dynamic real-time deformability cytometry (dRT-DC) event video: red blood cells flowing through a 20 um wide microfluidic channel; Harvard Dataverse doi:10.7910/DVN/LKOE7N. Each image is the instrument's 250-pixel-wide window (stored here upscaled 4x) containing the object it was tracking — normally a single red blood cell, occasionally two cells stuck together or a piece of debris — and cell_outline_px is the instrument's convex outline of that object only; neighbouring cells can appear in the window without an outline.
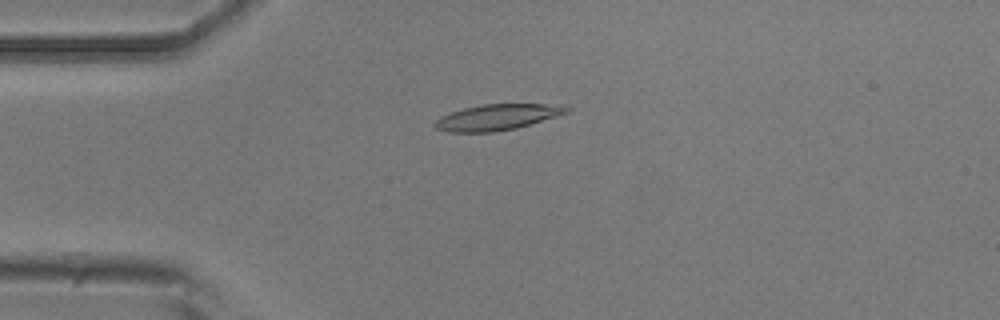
{"species": "common noctule bat (a hibernating species)", "species_latin": "Nyctalus noctula", "temperature_condition": "room temperature", "stored_images_in_passage": 3, "camera_frame_rate_fps": 3000, "um_per_image_px": 0.085, "animal": {"sex": "male", "body_mass_g": 20.5, "forearm_length_mm": 52.5}, "frame": {"image": 1, "passage_image": 1, "time_ms": 0.0, "image_size_px": [1000, 320], "cell_outline_px": [[572, 108], [568, 112], [516, 128], [492, 132], [448, 132], [436, 128], [432, 124], [440, 116], [448, 112], [480, 104], [564, 104]], "centroid_in_image_um": [42.24, 9.95], "position_along_channel_um": 42.8, "area_um2": 19.94}}
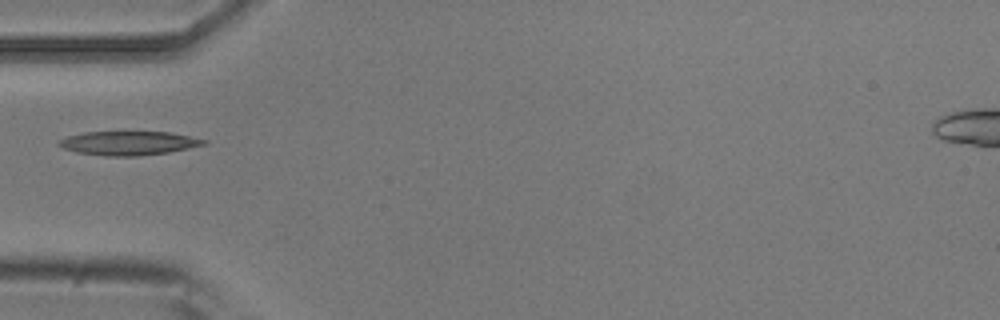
{"frame": {"image": 2, "passage_image": 2, "time_ms": 1.333, "image_size_px": [1000, 320], "cell_outline_px": [[208, 144], [168, 152], [136, 156], [108, 156], [76, 152], [64, 148], [56, 144], [56, 140], [68, 136], [84, 132], [168, 132], [208, 140]], "centroid_in_image_um": [10.9, 12.16], "position_along_channel_um": 74.1, "area_um2": 20.11}}
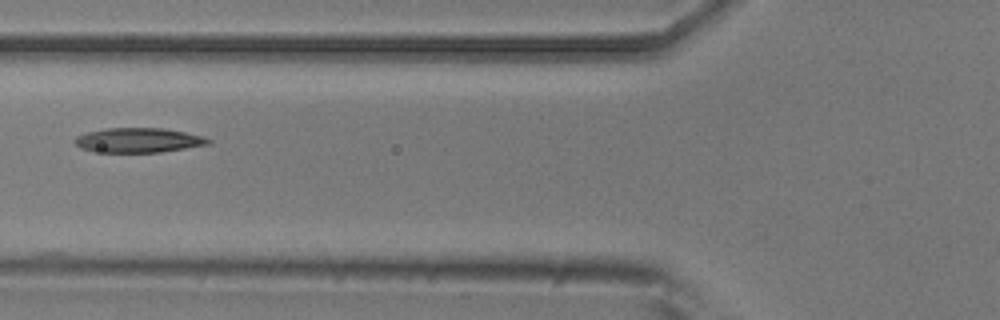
{"frame": {"image": 3, "passage_image": 3, "time_ms": 2.333, "image_size_px": [1000, 320], "cell_outline_px": [[212, 144], [160, 152], [92, 152], [80, 148], [72, 140], [76, 136], [88, 132], [108, 128], [160, 128], [184, 132], [204, 136], [212, 140]], "centroid_in_image_um": [11.76, 11.93], "position_along_channel_um": 114.0, "area_um2": 19.25}}